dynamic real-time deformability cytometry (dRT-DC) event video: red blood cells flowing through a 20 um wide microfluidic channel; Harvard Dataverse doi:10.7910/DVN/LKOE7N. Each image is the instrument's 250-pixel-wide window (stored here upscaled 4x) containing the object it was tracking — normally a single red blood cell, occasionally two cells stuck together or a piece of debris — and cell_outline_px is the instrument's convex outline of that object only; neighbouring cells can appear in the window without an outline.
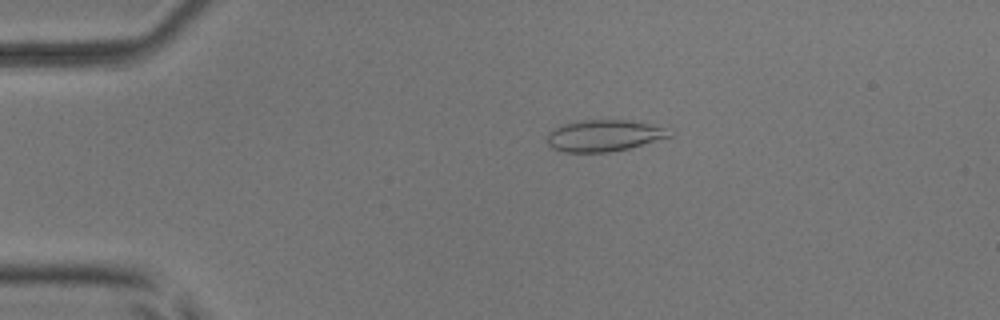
{"species": "common noctule bat (a hibernating species)", "species_latin": "Nyctalus noctula", "temperature_condition": "room temperature", "stored_images_in_passage": 53, "camera_frame_rate_fps": 3000, "um_per_image_px": 0.085, "animal": {"sex": "male", "body_mass_g": 17.9, "forearm_length_mm": 54.2}, "frame": {"image": 1, "passage_image": 11, "time_ms": 3.333, "image_size_px": [1000, 320], "cell_outline_px": [[672, 136], [628, 148], [608, 152], [564, 152], [552, 148], [548, 144], [548, 132], [564, 124], [584, 120], [628, 120], [648, 124], [664, 128]], "centroid_in_image_um": [51.29, 11.53], "position_along_channel_um": 33.7, "area_um2": 21.96}}
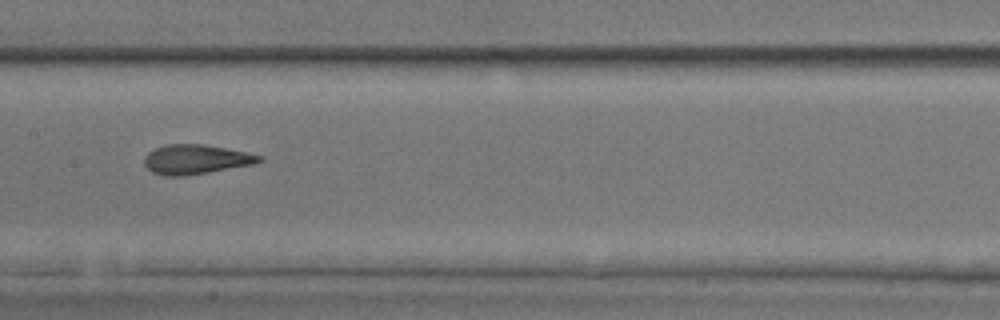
{"frame": {"image": 2, "passage_image": 27, "time_ms": 8.667, "image_size_px": [1000, 320], "cell_outline_px": [[264, 160], [252, 164], [208, 172], [184, 176], [164, 176], [152, 172], [144, 164], [144, 156], [148, 152], [156, 148], [168, 144], [204, 144], [264, 156]], "centroid_in_image_um": [16.62, 13.55], "position_along_channel_um": 190.8, "area_um2": 19.59}}
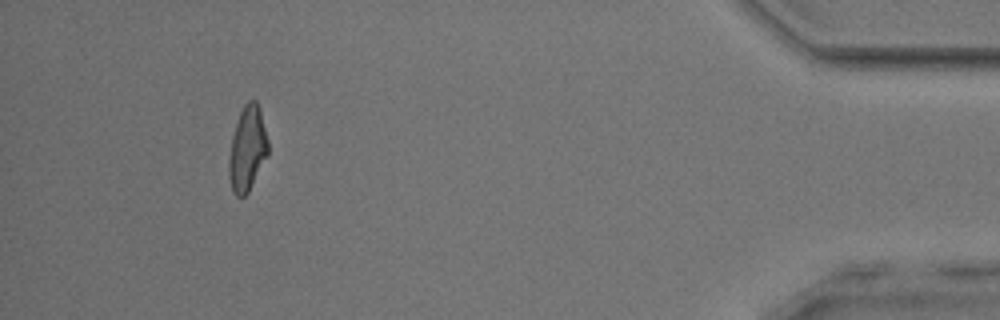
{"frame": {"image": 3, "passage_image": 49, "time_ms": 16.0, "image_size_px": [1000, 320], "cell_outline_px": [[268, 156], [248, 192], [244, 196], [236, 196], [232, 192], [228, 176], [228, 160], [232, 136], [240, 112], [244, 104], [248, 100], [256, 100], [260, 108], [268, 140]], "centroid_in_image_um": [21.02, 12.65], "position_along_channel_um": 414.2, "area_um2": 19.54}, "authors_computed_cell_mechanics": {"area_um2": 20.0566, "velocity_mm_per_s": 3.8954, "shape_relaxation_time_tau1_ms": 4.7605, "shape_relaxation_time_tau2_ms": 1.5409, "deformation_change_tau1": 0.1474, "deformation_change_tau2": 0.0866}}